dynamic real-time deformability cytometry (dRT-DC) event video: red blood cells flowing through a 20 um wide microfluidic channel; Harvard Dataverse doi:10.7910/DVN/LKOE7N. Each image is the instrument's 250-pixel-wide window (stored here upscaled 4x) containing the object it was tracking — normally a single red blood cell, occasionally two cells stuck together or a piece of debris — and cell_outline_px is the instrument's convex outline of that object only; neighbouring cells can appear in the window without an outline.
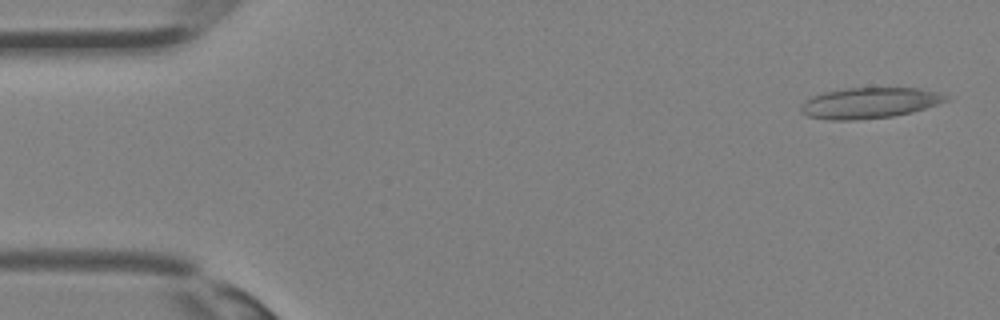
{"species": "Egyptian fruit bat (a non-hibernating species)", "species_latin": "Rousettus aegyptiacus", "temperature_condition": "room temperature", "stored_images_in_passage": 34, "camera_frame_rate_fps": 3000, "um_per_image_px": 0.085, "animal": {"sex": "female"}, "frame": {"image": 1, "passage_image": 1, "time_ms": 0.0, "image_size_px": [1000, 320], "cell_outline_px": [[948, 100], [912, 112], [892, 116], [852, 120], [828, 120], [808, 116], [800, 108], [804, 100], [812, 96], [824, 92], [844, 88], [920, 88], [936, 92], [944, 96]], "centroid_in_image_um": [73.84, 8.75], "position_along_channel_um": 11.2, "area_um2": 25.66}}
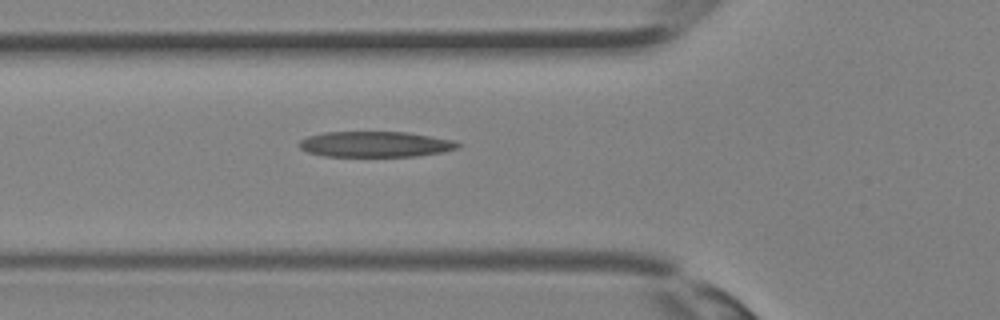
{"frame": {"image": 2, "passage_image": 12, "time_ms": 3.667, "image_size_px": [1000, 320], "cell_outline_px": [[460, 148], [444, 152], [416, 156], [324, 156], [308, 152], [300, 148], [296, 144], [300, 140], [308, 136], [324, 132], [408, 132], [452, 140], [460, 144]], "centroid_in_image_um": [31.89, 12.26], "position_along_channel_um": 93.9, "area_um2": 23.76}}
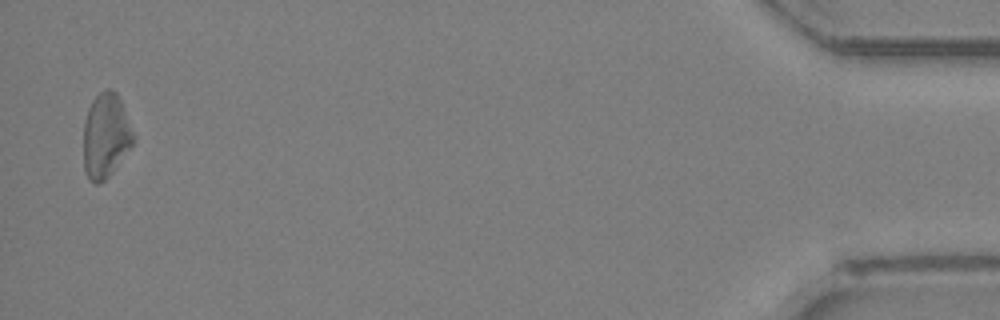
{"frame": {"image": 3, "passage_image": 34, "time_ms": 11.0, "image_size_px": [1000, 320], "cell_outline_px": [[136, 140], [112, 172], [100, 184], [96, 184], [84, 172], [84, 120], [88, 108], [92, 100], [104, 88], [112, 88], [116, 92], [120, 100], [136, 136]], "centroid_in_image_um": [9.0, 11.51], "position_along_channel_um": 426.2, "area_um2": 24.68}}